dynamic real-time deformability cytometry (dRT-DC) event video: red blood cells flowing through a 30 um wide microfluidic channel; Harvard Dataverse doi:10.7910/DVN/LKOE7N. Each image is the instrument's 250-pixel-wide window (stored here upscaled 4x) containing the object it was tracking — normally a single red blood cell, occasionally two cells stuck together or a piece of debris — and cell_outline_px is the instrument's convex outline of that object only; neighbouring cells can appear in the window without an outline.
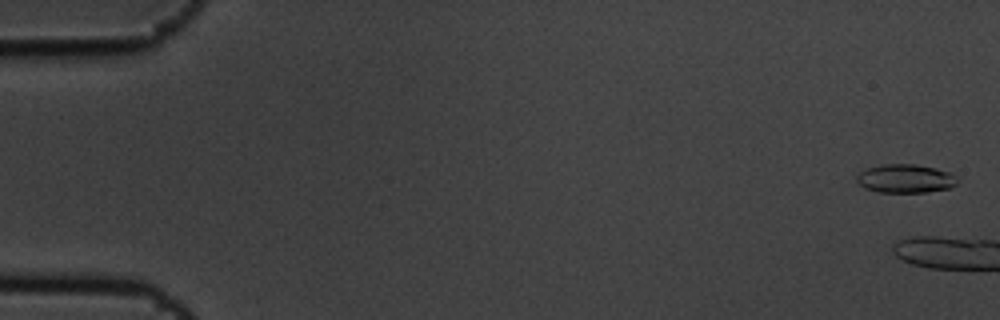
{"species": "common noctule bat (a hibernating species)", "species_latin": "Nyctalus noctula", "temperature_condition": "cold", "stored_images_in_passage": 8, "camera_frame_rate_fps": 3000, "um_per_image_px": 0.085, "animal": {"sex": "male", "body_mass_g": 19.5, "forearm_length_mm": 54.6}, "frame": {"image": 1, "passage_image": 1, "time_ms": 0.0, "image_size_px": [1000, 320], "cell_outline_px": [[956, 184], [948, 188], [928, 192], [880, 192], [864, 188], [856, 180], [856, 176], [860, 172], [868, 168], [884, 164], [916, 164], [936, 168], [948, 172], [956, 176]], "centroid_in_image_um": [76.95, 15.18], "position_along_channel_um": 8.1, "area_um2": 16.65}}
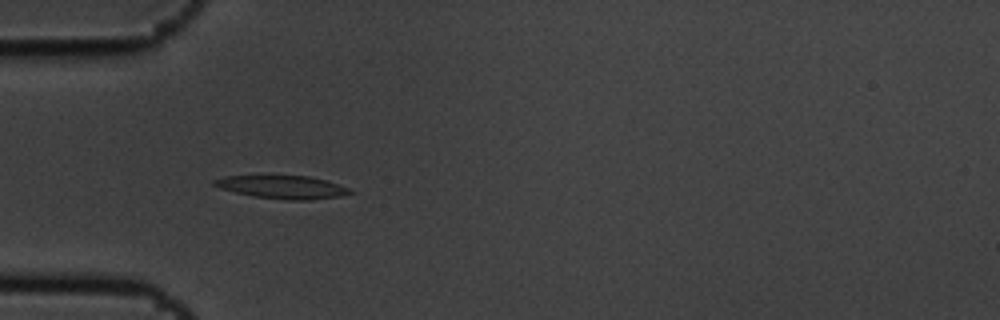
{"frame": {"image": 2, "passage_image": 7, "time_ms": 2.0, "image_size_px": [1000, 320], "cell_outline_px": [[356, 192], [340, 196], [312, 200], [288, 200], [252, 196], [220, 188], [212, 184], [212, 180], [224, 176], [308, 176], [328, 180], [348, 188]], "centroid_in_image_um": [24.03, 15.9], "position_along_channel_um": 61.0, "area_um2": 18.26}}
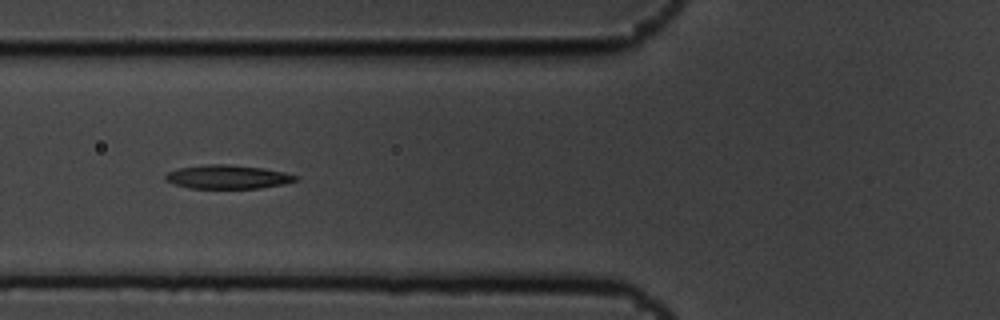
{"frame": {"image": 3, "passage_image": 8, "time_ms": 2.333, "image_size_px": [1000, 320], "cell_outline_px": [[300, 180], [284, 184], [260, 188], [188, 188], [164, 180], [164, 176], [168, 172], [180, 168], [208, 164], [228, 164], [264, 168], [284, 172], [300, 176]], "centroid_in_image_um": [19.41, 15.03], "position_along_channel_um": 106.4, "area_um2": 18.09}}